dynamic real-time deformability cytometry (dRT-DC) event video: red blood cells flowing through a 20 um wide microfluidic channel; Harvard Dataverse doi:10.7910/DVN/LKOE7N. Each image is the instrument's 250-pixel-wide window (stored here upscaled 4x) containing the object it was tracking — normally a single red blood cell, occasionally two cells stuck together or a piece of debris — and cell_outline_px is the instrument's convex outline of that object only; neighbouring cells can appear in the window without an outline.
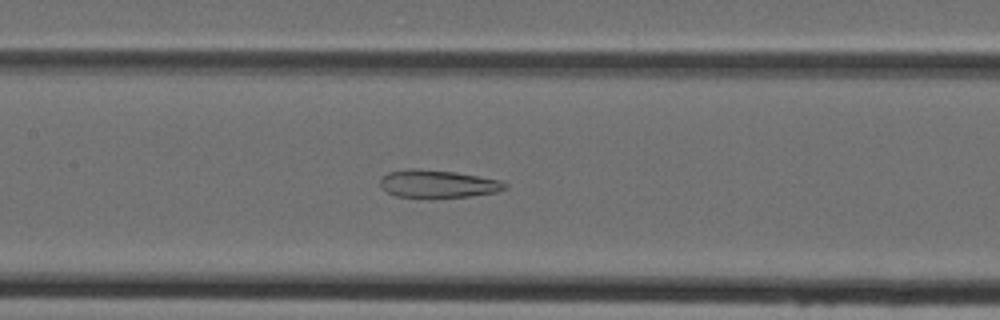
{"species": "Egyptian fruit bat (a non-hibernating species)", "species_latin": "Rousettus aegyptiacus", "temperature_condition": "cold", "stored_images_in_passage": 39, "camera_frame_rate_fps": 3000, "um_per_image_px": 0.085, "animal": {"sex": "female"}, "frame": {"image": 1, "passage_image": 14, "time_ms": 4.333, "image_size_px": [1000, 320], "cell_outline_px": [[508, 188], [496, 192], [472, 196], [428, 200], [396, 196], [380, 188], [380, 176], [388, 172], [408, 168], [416, 168], [456, 172], [500, 180], [508, 184]], "centroid_in_image_um": [37.17, 15.66], "position_along_channel_um": 170.2, "area_um2": 21.1}}
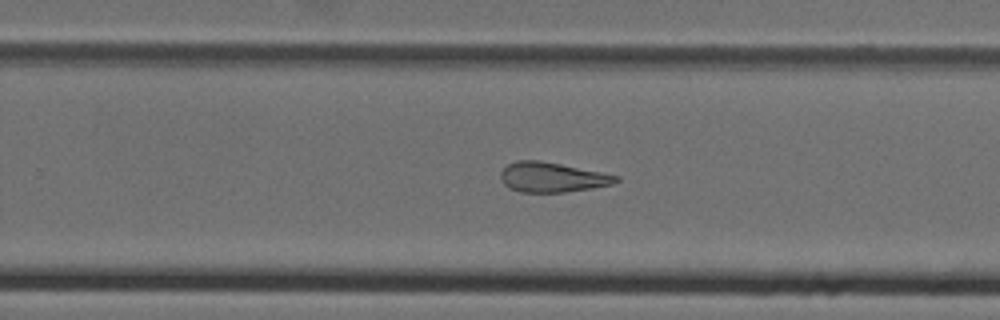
{"frame": {"image": 2, "passage_image": 22, "time_ms": 7.0, "image_size_px": [1000, 320], "cell_outline_px": [[620, 180], [612, 184], [592, 188], [564, 192], [520, 192], [508, 188], [500, 180], [500, 172], [508, 164], [516, 160], [540, 160], [620, 176]], "centroid_in_image_um": [46.89, 15.07], "position_along_channel_um": 282.9, "area_um2": 20.06}}
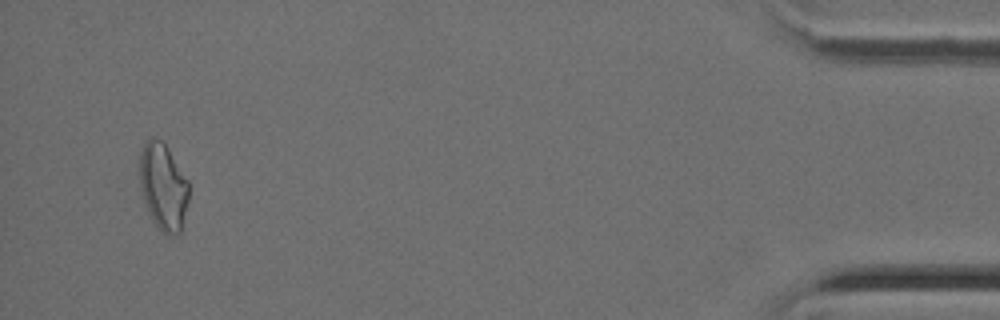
{"frame": {"image": 3, "passage_image": 37, "time_ms": 12.0, "image_size_px": [1000, 320], "cell_outline_px": [[188, 200], [180, 232], [176, 236], [168, 236], [160, 232], [152, 220], [148, 212], [140, 184], [140, 152], [148, 136], [152, 136], [160, 140], [168, 148], [188, 180]], "centroid_in_image_um": [13.87, 15.88], "position_along_channel_um": 421.3, "area_um2": 24.91}}